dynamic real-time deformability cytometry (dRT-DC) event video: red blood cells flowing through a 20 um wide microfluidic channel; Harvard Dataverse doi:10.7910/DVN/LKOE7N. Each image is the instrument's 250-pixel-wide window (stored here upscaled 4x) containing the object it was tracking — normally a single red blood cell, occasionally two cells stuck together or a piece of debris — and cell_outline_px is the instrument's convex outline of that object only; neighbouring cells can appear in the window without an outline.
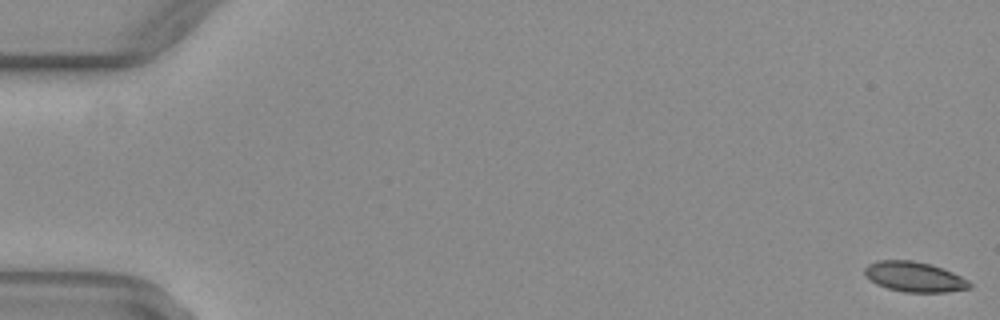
{"species": "common noctule bat (a hibernating species)", "species_latin": "Nyctalus noctula", "temperature_condition": "warm", "stored_images_in_passage": 53, "segment_of_instrument_passage": [1, 2], "camera_frame_rate_fps": 3000, "um_per_image_px": 0.085, "animal": {"sex": "female", "body_mass_g": 29.2, "forearm_length_mm": 56.3}, "frame": {"image": 1, "passage_image": 1, "time_ms": 0.0, "image_size_px": [1000, 320], "cell_outline_px": [[972, 288], [948, 292], [904, 292], [888, 288], [876, 284], [864, 276], [864, 268], [868, 264], [880, 260], [912, 260], [932, 264], [952, 272], [968, 280], [972, 284]], "centroid_in_image_um": [77.72, 23.53], "position_along_channel_um": 7.3, "area_um2": 18.55}}
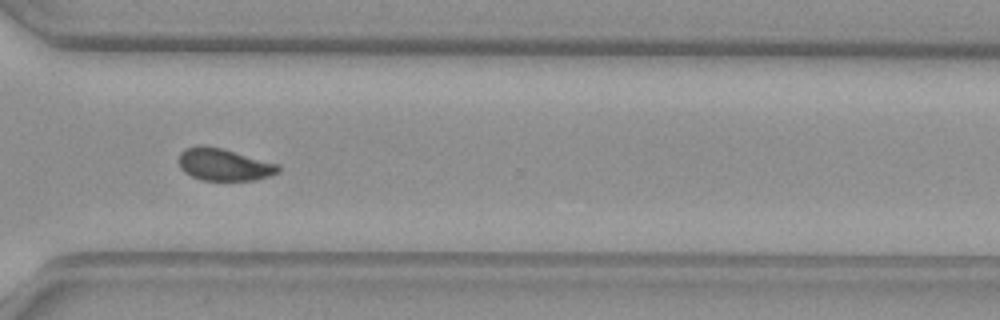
{"frame": {"image": 2, "passage_image": 39, "time_ms": 12.667, "image_size_px": [1000, 320], "cell_outline_px": [[280, 172], [272, 176], [256, 180], [200, 180], [184, 172], [180, 168], [180, 152], [184, 148], [196, 144], [204, 144], [224, 148], [280, 164]], "centroid_in_image_um": [19.06, 13.97], "position_along_channel_um": 351.5, "area_um2": 19.19}}
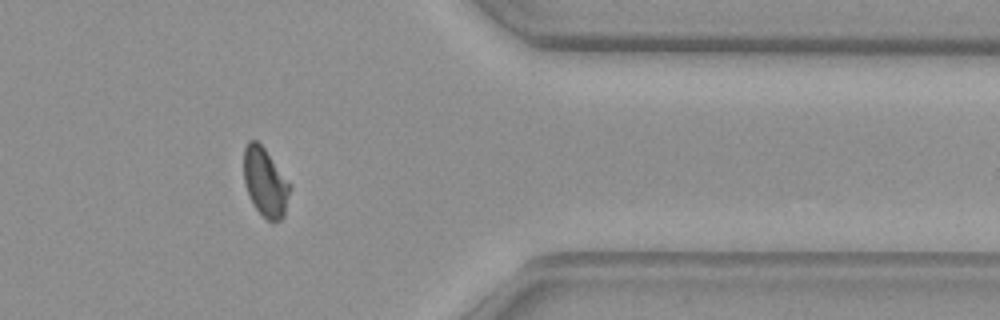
{"frame": {"image": 3, "passage_image": 43, "time_ms": 14.0, "image_size_px": [1000, 320], "cell_outline_px": [[292, 184], [284, 216], [280, 220], [272, 224], [256, 208], [244, 184], [244, 148], [248, 140], [256, 140], [264, 148]], "centroid_in_image_um": [22.57, 15.49], "position_along_channel_um": 388.8, "area_um2": 18.5}}